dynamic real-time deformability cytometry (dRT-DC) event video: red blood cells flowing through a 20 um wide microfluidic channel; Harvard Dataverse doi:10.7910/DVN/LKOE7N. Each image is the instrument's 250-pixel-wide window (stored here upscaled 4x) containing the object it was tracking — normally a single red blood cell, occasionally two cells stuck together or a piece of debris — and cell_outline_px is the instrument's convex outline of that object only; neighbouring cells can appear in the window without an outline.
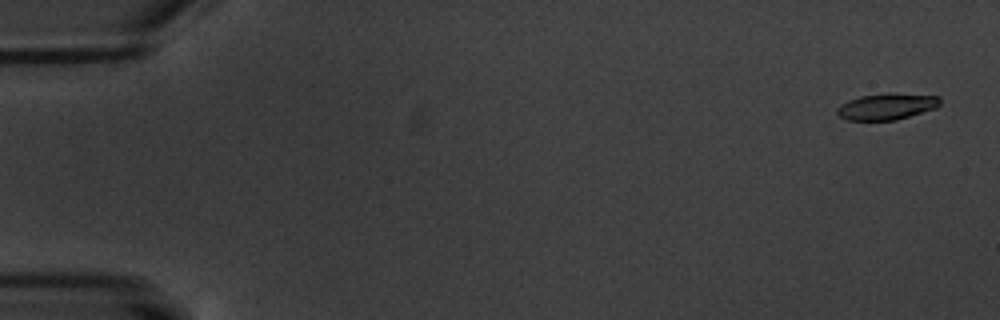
{"species": "common noctule bat (a hibernating species)", "species_latin": "Nyctalus noctula", "temperature_condition": "warm", "stored_images_in_passage": 6, "segment_of_instrument_passage": [2, 2], "camera_frame_rate_fps": 3000, "um_per_image_px": 0.085, "animal": {"sex": "male", "body_mass_g": 20.1, "forearm_length_mm": 53.5}, "frame": {"image": 1, "passage_image": 6, "time_ms": 6.667, "image_size_px": [1000, 320], "cell_outline_px": [[940, 104], [936, 108], [896, 120], [848, 120], [840, 116], [836, 112], [836, 108], [840, 104], [848, 100], [860, 96], [888, 92], [940, 96]], "centroid_in_image_um": [75.37, 9.04], "position_along_channel_um": 9.6, "area_um2": 15.95}}